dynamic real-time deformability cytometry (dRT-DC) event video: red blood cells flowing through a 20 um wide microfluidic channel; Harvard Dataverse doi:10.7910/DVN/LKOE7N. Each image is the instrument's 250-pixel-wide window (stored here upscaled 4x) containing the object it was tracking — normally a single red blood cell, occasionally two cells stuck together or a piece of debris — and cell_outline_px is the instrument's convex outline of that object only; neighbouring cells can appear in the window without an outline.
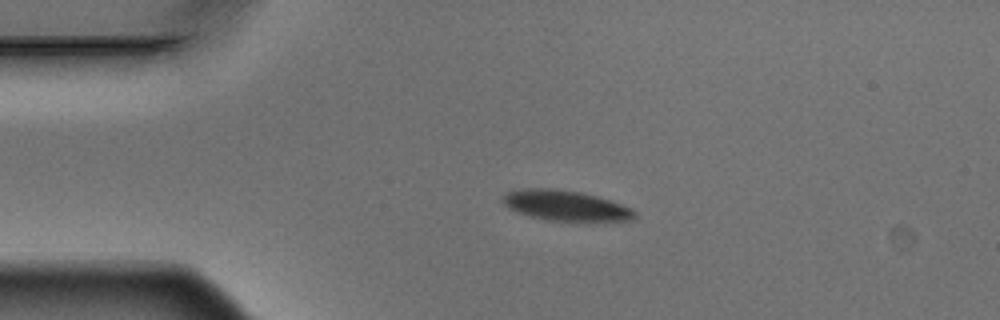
{"species": "Egyptian fruit bat (a non-hibernating species)", "species_latin": "Rousettus aegyptiacus", "temperature_condition": "warm", "stored_images_in_passage": 3, "camera_frame_rate_fps": 3000, "um_per_image_px": 0.085, "animal": {"sex": "male"}, "frame": {"image": 1, "passage_image": 2, "time_ms": 0.333, "image_size_px": [1000, 320], "cell_outline_px": [[636, 216], [632, 220], [580, 224], [576, 224], [544, 220], [528, 216], [516, 212], [508, 208], [500, 200], [508, 192], [528, 188], [548, 188], [580, 192], [596, 196], [632, 208], [636, 212]], "centroid_in_image_um": [48.12, 17.54], "position_along_channel_um": 36.9, "area_um2": 24.28}}